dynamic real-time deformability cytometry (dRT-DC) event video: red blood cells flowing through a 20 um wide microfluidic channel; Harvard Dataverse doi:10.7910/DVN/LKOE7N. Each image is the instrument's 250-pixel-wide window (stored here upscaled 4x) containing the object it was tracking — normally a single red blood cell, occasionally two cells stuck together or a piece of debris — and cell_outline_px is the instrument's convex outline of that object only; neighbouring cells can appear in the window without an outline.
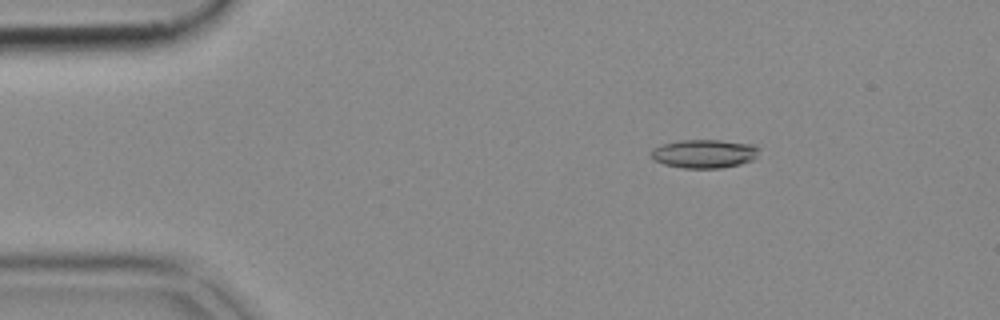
{"species": "common noctule bat (a hibernating species)", "species_latin": "Nyctalus noctula", "temperature_condition": "cold", "stored_images_in_passage": 52, "camera_frame_rate_fps": 3000, "um_per_image_px": 0.085, "animal": {"sex": "female", "body_mass_g": 18.4}, "frame": {"image": 1, "passage_image": 8, "time_ms": 2.333, "image_size_px": [1000, 320], "cell_outline_px": [[760, 148], [756, 156], [752, 160], [740, 164], [720, 168], [680, 168], [664, 164], [652, 160], [652, 152], [656, 148], [664, 144], [680, 140], [720, 140], [752, 144]], "centroid_in_image_um": [59.88, 13.07], "position_along_channel_um": 25.1, "area_um2": 17.86}}
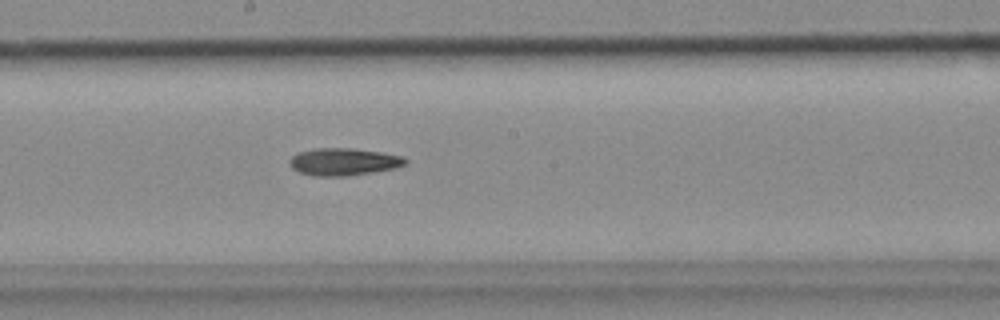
{"frame": {"image": 2, "passage_image": 28, "time_ms": 9.0, "image_size_px": [1000, 320], "cell_outline_px": [[408, 160], [404, 164], [396, 168], [348, 176], [312, 176], [300, 172], [292, 168], [288, 164], [288, 160], [292, 156], [300, 152], [316, 148], [352, 148], [384, 152], [404, 156]], "centroid_in_image_um": [29.21, 13.75], "position_along_channel_um": 219.0, "area_um2": 18.61}}
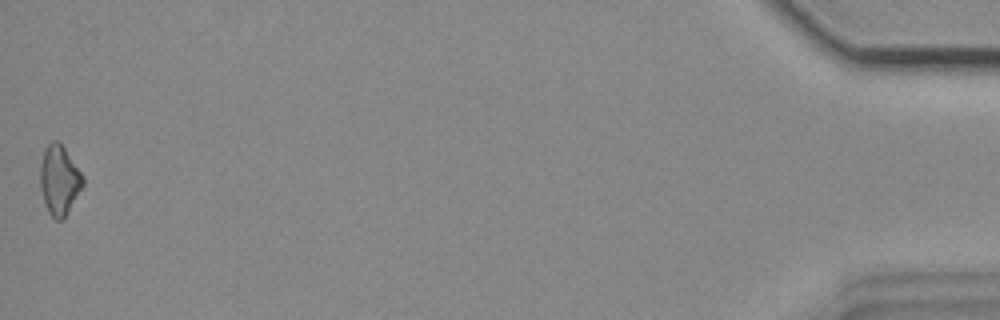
{"frame": {"image": 3, "passage_image": 52, "time_ms": 17.0, "image_size_px": [1000, 320], "cell_outline_px": [[84, 184], [64, 220], [56, 220], [48, 212], [44, 204], [40, 188], [40, 164], [44, 148], [52, 140], [60, 140], [84, 176]], "centroid_in_image_um": [5.04, 15.29], "position_along_channel_um": 430.2, "area_um2": 17.74}}